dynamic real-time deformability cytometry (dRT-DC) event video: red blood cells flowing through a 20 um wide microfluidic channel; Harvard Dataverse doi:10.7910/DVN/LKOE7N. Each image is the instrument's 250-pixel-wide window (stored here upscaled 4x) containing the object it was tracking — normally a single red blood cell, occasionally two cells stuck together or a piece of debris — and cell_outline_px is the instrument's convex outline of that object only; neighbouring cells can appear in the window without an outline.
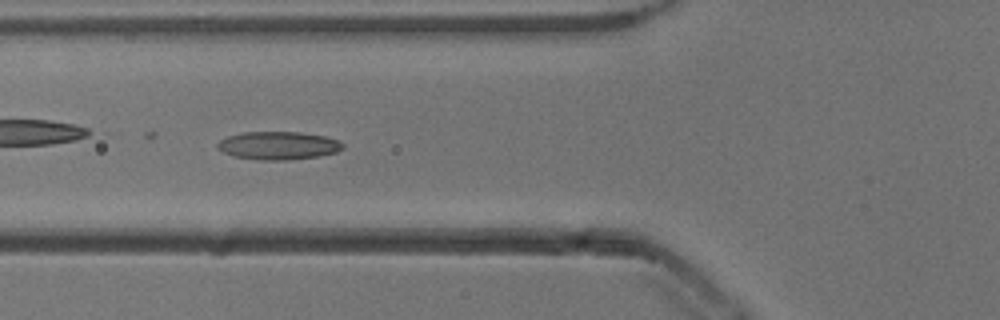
{"species": "common noctule bat (a hibernating species)", "species_latin": "Nyctalus noctula", "temperature_condition": "cold", "stored_images_in_passage": 53, "camera_frame_rate_fps": 3000, "um_per_image_px": 0.085, "animal": {"sex": "male", "body_mass_g": 13.3}, "frame": {"image": 1, "passage_image": 20, "time_ms": 6.333, "image_size_px": [1000, 320], "cell_outline_px": [[344, 148], [336, 152], [320, 156], [288, 160], [260, 160], [232, 156], [216, 148], [216, 144], [220, 140], [228, 136], [244, 132], [300, 132], [324, 136], [340, 140], [344, 144]], "centroid_in_image_um": [23.67, 12.37], "position_along_channel_um": 102.1, "area_um2": 20.63}}
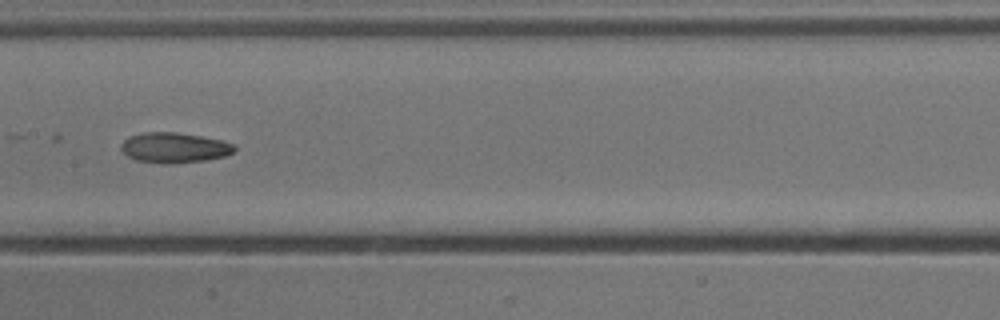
{"frame": {"image": 2, "passage_image": 27, "time_ms": 8.667, "image_size_px": [1000, 320], "cell_outline_px": [[236, 148], [232, 152], [224, 156], [204, 160], [168, 164], [164, 164], [136, 160], [128, 156], [120, 148], [120, 144], [128, 136], [144, 132], [176, 132], [200, 136], [220, 140], [236, 144]], "centroid_in_image_um": [14.79, 12.54], "position_along_channel_um": 192.6, "area_um2": 19.94}}